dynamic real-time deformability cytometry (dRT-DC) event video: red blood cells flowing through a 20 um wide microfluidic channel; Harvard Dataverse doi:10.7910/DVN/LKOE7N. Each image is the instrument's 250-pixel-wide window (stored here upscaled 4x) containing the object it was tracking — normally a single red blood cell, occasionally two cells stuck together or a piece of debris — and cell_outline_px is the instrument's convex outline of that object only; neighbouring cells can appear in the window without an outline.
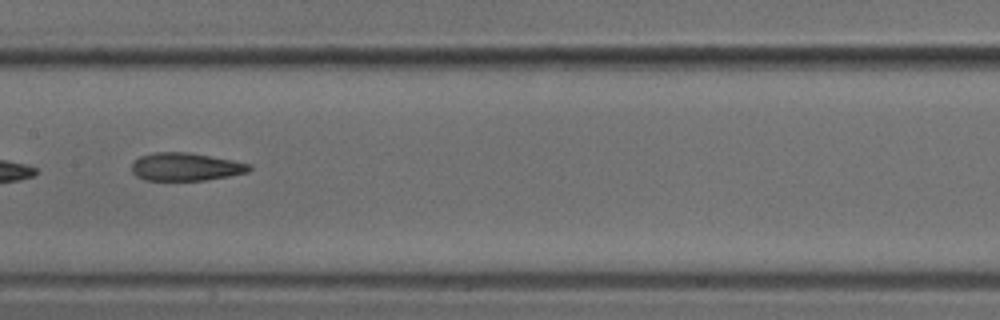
{"species": "common noctule bat (a hibernating species)", "species_latin": "Nyctalus noctula", "temperature_condition": "cold", "stored_images_in_passage": 7, "camera_frame_rate_fps": 3000, "um_per_image_px": 0.085, "animal": {"sex": "male", "body_mass_g": 18.8}, "frame": {"image": 1, "passage_image": 6, "time_ms": 1.667, "image_size_px": [1000, 320], "cell_outline_px": [[252, 168], [248, 172], [228, 176], [204, 180], [144, 180], [136, 176], [132, 172], [132, 164], [140, 156], [156, 152], [188, 152], [232, 160], [252, 164]], "centroid_in_image_um": [15.79, 14.18], "position_along_channel_um": 191.6, "area_um2": 19.07}}
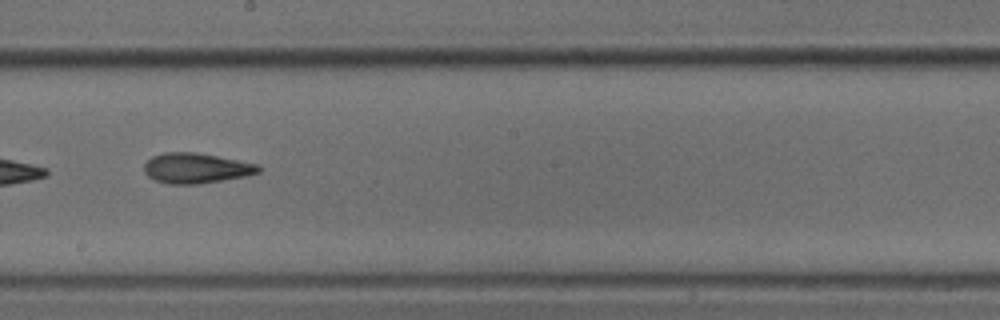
{"frame": {"image": 2, "passage_image": 7, "time_ms": 2.0, "image_size_px": [1000, 320], "cell_outline_px": [[260, 172], [244, 176], [196, 184], [168, 184], [156, 180], [148, 176], [144, 172], [144, 164], [152, 156], [164, 152], [196, 152], [256, 164], [260, 168]], "centroid_in_image_um": [16.61, 14.29], "position_along_channel_um": 231.6, "area_um2": 19.83}}